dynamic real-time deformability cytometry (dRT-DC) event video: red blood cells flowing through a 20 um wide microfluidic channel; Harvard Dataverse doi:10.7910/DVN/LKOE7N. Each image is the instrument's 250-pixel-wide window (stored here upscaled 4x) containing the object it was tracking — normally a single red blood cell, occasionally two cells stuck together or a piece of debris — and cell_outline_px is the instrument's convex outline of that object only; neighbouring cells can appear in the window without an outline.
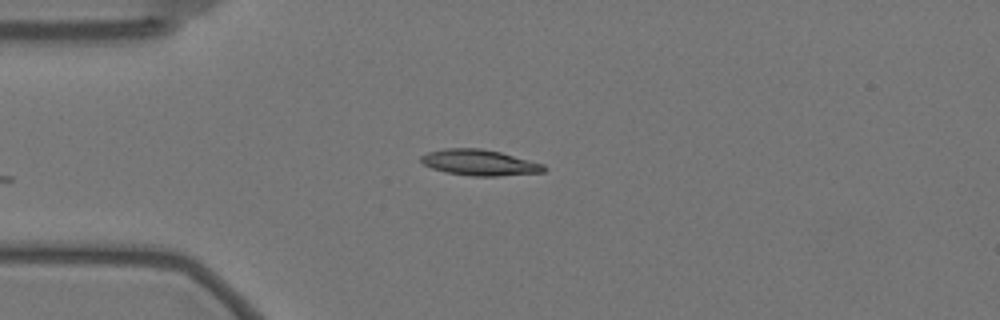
{"species": "Egyptian fruit bat (a non-hibernating species)", "species_latin": "Rousettus aegyptiacus", "temperature_condition": "warm", "stored_images_in_passage": 21, "camera_frame_rate_fps": 3000, "um_per_image_px": 0.085, "animal": {"sex": "female"}, "frame": {"image": 1, "passage_image": 1, "time_ms": 0.0, "image_size_px": [1000, 320], "cell_outline_px": [[548, 168], [544, 172], [496, 176], [472, 176], [444, 172], [432, 168], [424, 164], [420, 160], [420, 156], [428, 152], [444, 148], [480, 148], [500, 152], [544, 164]], "centroid_in_image_um": [40.75, 13.82], "position_along_channel_um": 44.2, "area_um2": 18.55}}
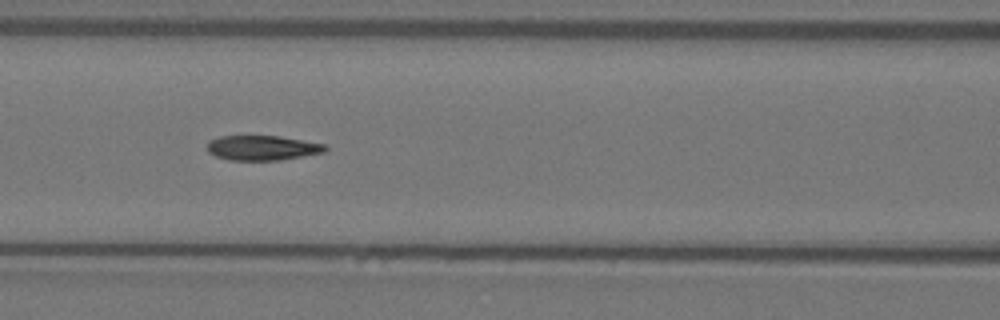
{"frame": {"image": 2, "passage_image": 11, "time_ms": 3.333, "image_size_px": [1000, 320], "cell_outline_px": [[328, 148], [324, 152], [304, 156], [280, 160], [228, 160], [216, 156], [208, 152], [208, 140], [220, 136], [280, 136], [324, 144]], "centroid_in_image_um": [22.29, 12.57], "position_along_channel_um": 144.3, "area_um2": 17.05}}
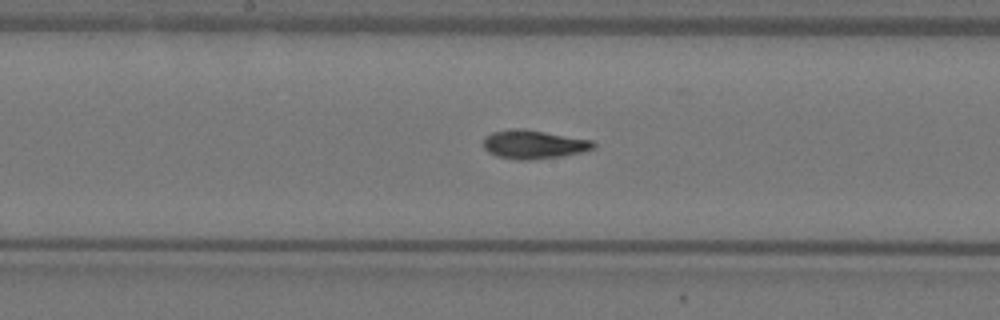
{"frame": {"image": 3, "passage_image": 16, "time_ms": 5.0, "image_size_px": [1000, 320], "cell_outline_px": [[596, 148], [580, 152], [560, 156], [528, 160], [516, 160], [496, 156], [488, 152], [484, 148], [484, 140], [492, 132], [520, 128], [592, 140], [596, 144]], "centroid_in_image_um": [45.37, 12.29], "position_along_channel_um": 202.8, "area_um2": 18.09}}